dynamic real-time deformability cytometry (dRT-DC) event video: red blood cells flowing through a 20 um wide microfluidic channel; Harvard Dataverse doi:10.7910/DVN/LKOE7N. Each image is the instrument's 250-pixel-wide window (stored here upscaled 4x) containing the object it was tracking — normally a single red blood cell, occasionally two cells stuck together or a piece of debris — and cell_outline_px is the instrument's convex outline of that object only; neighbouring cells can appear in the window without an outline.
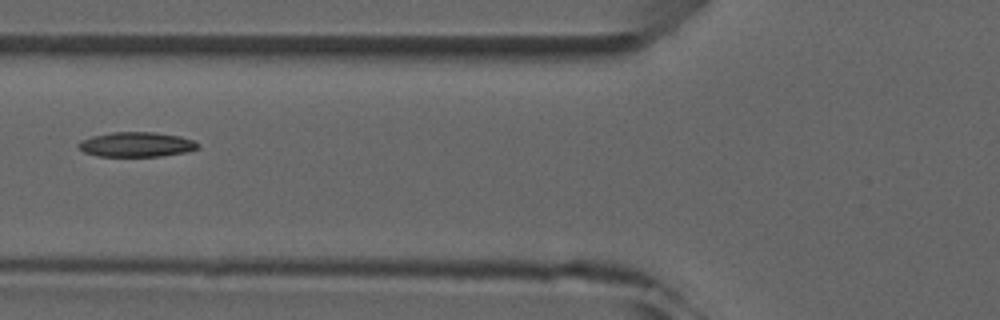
{"species": "common noctule bat (a hibernating species)", "species_latin": "Nyctalus noctula", "temperature_condition": "room temperature", "stored_images_in_passage": 8, "camera_frame_rate_fps": 3000, "um_per_image_px": 0.085, "animal": {"sex": "male", "forearm_length_mm": 52.5}, "frame": {"image": 1, "passage_image": 6, "time_ms": 6.0, "image_size_px": [1000, 320], "cell_outline_px": [[200, 144], [196, 148], [184, 152], [160, 156], [96, 156], [84, 152], [76, 144], [80, 140], [92, 136], [112, 132], [156, 132], [180, 136], [192, 140]], "centroid_in_image_um": [11.55, 12.27], "position_along_channel_um": 114.3, "area_um2": 17.17}}
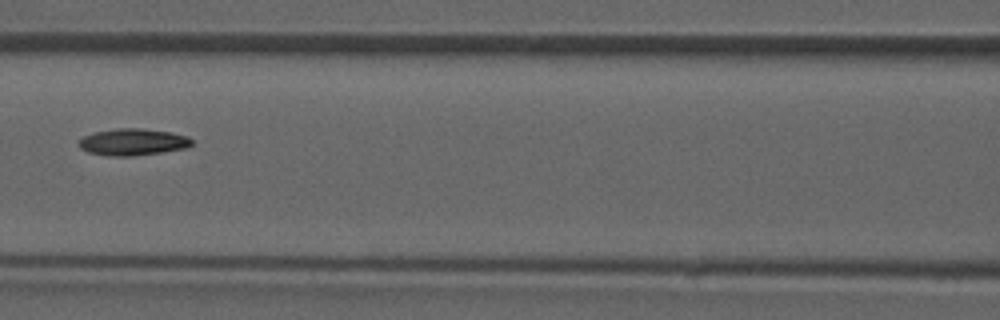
{"frame": {"image": 2, "passage_image": 7, "time_ms": 7.0, "image_size_px": [1000, 320], "cell_outline_px": [[192, 144], [188, 148], [132, 156], [108, 156], [88, 152], [80, 148], [80, 140], [84, 136], [92, 132], [116, 128], [140, 128], [172, 132], [188, 136], [192, 140]], "centroid_in_image_um": [11.31, 12.06], "position_along_channel_um": 155.3, "area_um2": 17.69}}